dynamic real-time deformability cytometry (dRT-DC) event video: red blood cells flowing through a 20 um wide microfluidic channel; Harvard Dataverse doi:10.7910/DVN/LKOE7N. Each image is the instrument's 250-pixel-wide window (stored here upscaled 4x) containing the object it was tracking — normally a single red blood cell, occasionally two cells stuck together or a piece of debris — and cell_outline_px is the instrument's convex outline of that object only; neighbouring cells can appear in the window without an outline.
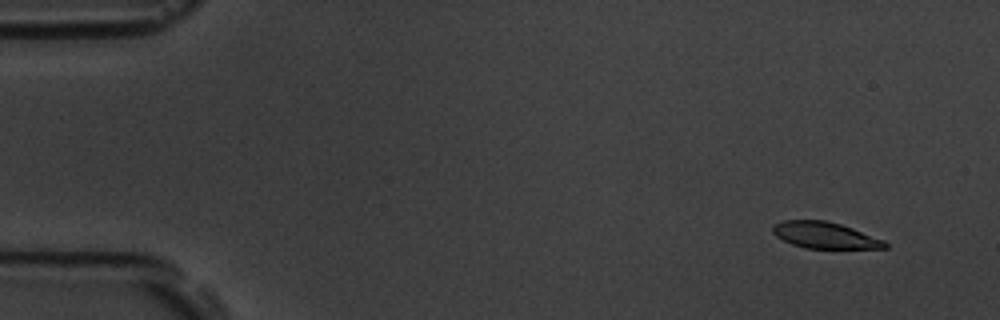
{"species": "common noctule bat (a hibernating species)", "species_latin": "Nyctalus noctula", "temperature_condition": "room temperature", "stored_images_in_passage": 6, "camera_frame_rate_fps": 3000, "um_per_image_px": 0.085, "animal": {"sex": "male", "body_mass_g": 19.5, "forearm_length_mm": 54.6}, "frame": {"image": 1, "passage_image": 1, "time_ms": 0.0, "image_size_px": [1000, 320], "cell_outline_px": [[888, 248], [804, 248], [792, 244], [776, 236], [772, 232], [772, 224], [784, 220], [824, 220], [840, 224], [852, 228], [884, 240], [888, 244]], "centroid_in_image_um": [70.08, 19.99], "position_along_channel_um": 14.9, "area_um2": 17.17}}
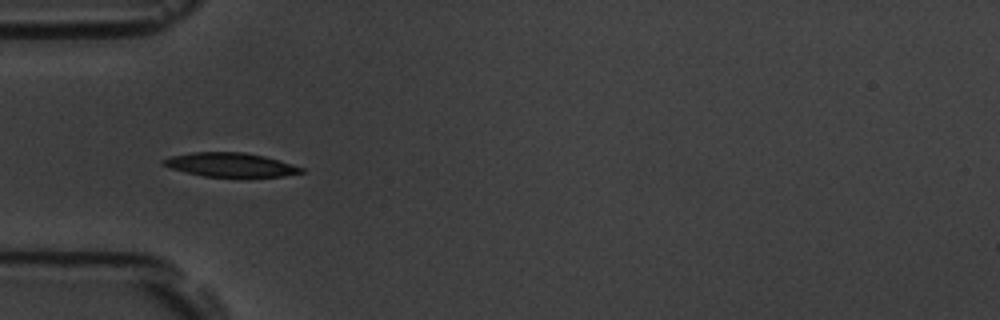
{"frame": {"image": 2, "passage_image": 5, "time_ms": 4.667, "image_size_px": [1000, 320], "cell_outline_px": [[304, 172], [284, 176], [248, 180], [204, 176], [172, 168], [160, 164], [160, 160], [172, 156], [192, 152], [244, 152], [264, 156], [292, 164], [304, 168]], "centroid_in_image_um": [19.65, 14.05], "position_along_channel_um": 65.3, "area_um2": 20.11}}
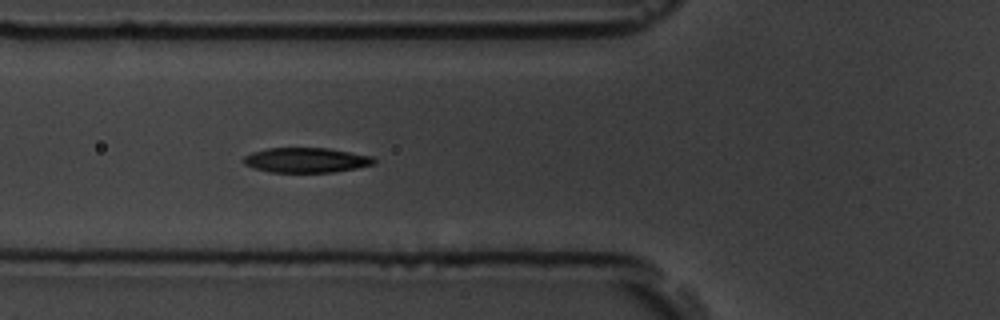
{"frame": {"image": 3, "passage_image": 6, "time_ms": 5.667, "image_size_px": [1000, 320], "cell_outline_px": [[376, 164], [356, 168], [332, 172], [272, 172], [256, 168], [244, 164], [240, 160], [244, 156], [252, 152], [268, 148], [328, 148], [372, 156], [376, 160]], "centroid_in_image_um": [26.02, 13.6], "position_along_channel_um": 99.8, "area_um2": 18.9}}